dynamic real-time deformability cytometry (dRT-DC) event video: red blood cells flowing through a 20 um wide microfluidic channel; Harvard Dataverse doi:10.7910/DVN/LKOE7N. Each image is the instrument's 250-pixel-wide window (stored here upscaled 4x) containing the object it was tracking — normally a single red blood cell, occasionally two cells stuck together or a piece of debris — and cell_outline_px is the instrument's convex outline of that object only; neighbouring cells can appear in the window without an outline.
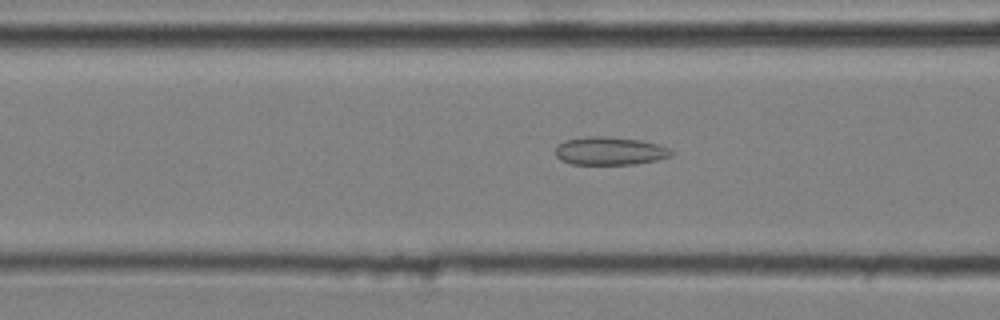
{"species": "common noctule bat (a hibernating species)", "species_latin": "Nyctalus noctula", "temperature_condition": "cold", "stored_images_in_passage": 37, "camera_frame_rate_fps": 3000, "um_per_image_px": 0.085, "animal": {"sex": "male", "body_mass_g": 20.4}, "frame": {"image": 1, "passage_image": 7, "time_ms": 2.0, "image_size_px": [1000, 320], "cell_outline_px": [[676, 152], [672, 156], [656, 160], [636, 164], [572, 164], [560, 160], [556, 156], [556, 148], [564, 140], [588, 136], [608, 136], [640, 140], [656, 144], [668, 148]], "centroid_in_image_um": [51.85, 12.83], "position_along_channel_um": 114.8, "area_um2": 19.02}}
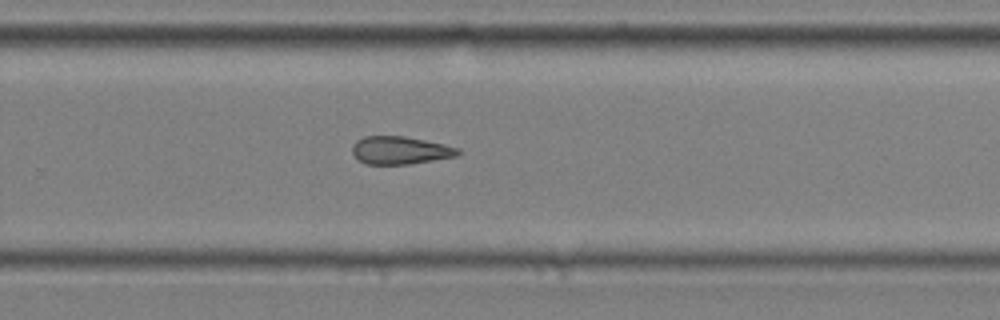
{"frame": {"image": 2, "passage_image": 22, "time_ms": 7.0, "image_size_px": [1000, 320], "cell_outline_px": [[464, 152], [456, 156], [408, 164], [368, 164], [360, 160], [352, 152], [352, 144], [356, 140], [364, 136], [404, 136], [444, 144], [460, 148]], "centroid_in_image_um": [34.04, 12.76], "position_along_channel_um": 295.8, "area_um2": 17.11}}
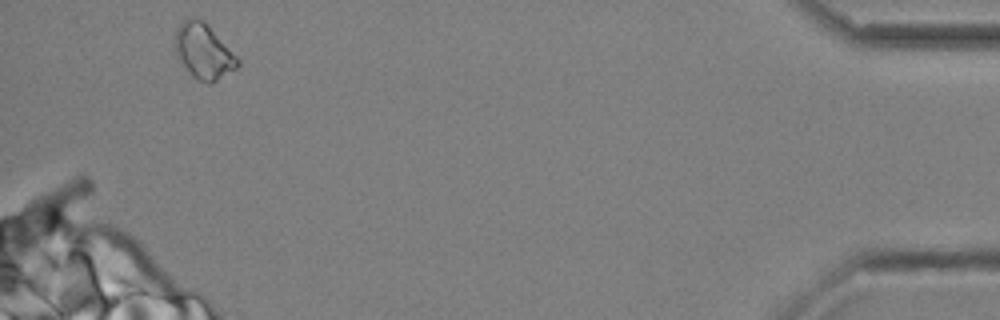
{"frame": {"image": 3, "passage_image": 37, "time_ms": 12.0, "image_size_px": [1000, 320], "cell_outline_px": [[240, 64], [236, 68], [216, 80], [208, 84], [192, 76], [176, 56], [172, 44], [172, 40], [176, 28], [188, 16], [192, 16], [204, 20], [208, 24], [240, 60]], "centroid_in_image_um": [17.24, 4.31], "position_along_channel_um": 418.0, "area_um2": 20.4}, "authors_computed_cell_mechanics": {"area_um2": 17.629, "velocity_mm_per_s": 3.6297, "shape_relaxation_time_tau1_ms": null, "shape_relaxation_time_tau2_ms": 3.672, "deformation_change_tau1": null, "deformation_change_tau2": 0.1157}}